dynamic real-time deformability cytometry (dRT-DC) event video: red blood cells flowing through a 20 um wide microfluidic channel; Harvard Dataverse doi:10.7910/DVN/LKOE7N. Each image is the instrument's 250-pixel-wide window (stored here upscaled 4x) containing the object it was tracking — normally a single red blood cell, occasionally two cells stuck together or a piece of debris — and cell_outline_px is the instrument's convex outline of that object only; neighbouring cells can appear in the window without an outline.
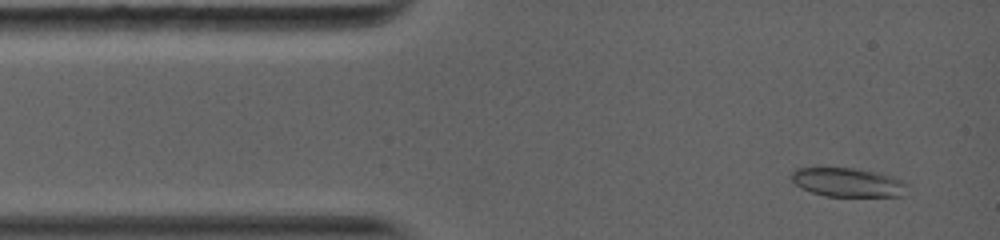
{"species": "common noctule bat (a hibernating species)", "species_latin": "Nyctalus noctula", "temperature_condition": "warm", "stored_images_in_passage": 30, "camera_frame_rate_fps": 5000, "um_per_image_px": 0.085, "animal": {"sex": "female", "body_mass_g": 19.0, "forearm_length_mm": 56.7}, "frame": {"image": 1, "passage_image": 3, "time_ms": 0.6, "image_size_px": [1000, 240], "cell_outline_px": [[904, 184], [900, 196], [824, 196], [800, 188], [792, 180], [792, 172], [796, 168], [852, 168], [876, 172], [892, 176], [900, 180]], "centroid_in_image_um": [71.97, 15.5], "position_along_channel_um": 13.0, "area_um2": 19.02}}
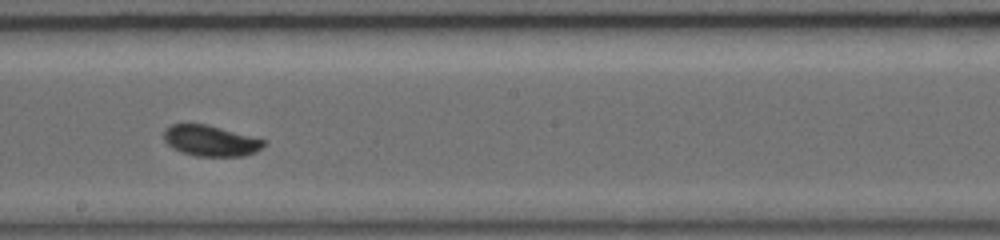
{"frame": {"image": 2, "passage_image": 16, "time_ms": 7.2, "image_size_px": [1000, 240], "cell_outline_px": [[268, 144], [256, 152], [244, 156], [196, 156], [180, 152], [172, 148], [164, 140], [164, 128], [172, 124], [208, 124], [264, 140]], "centroid_in_image_um": [17.89, 11.97], "position_along_channel_um": 230.3, "area_um2": 18.03}}
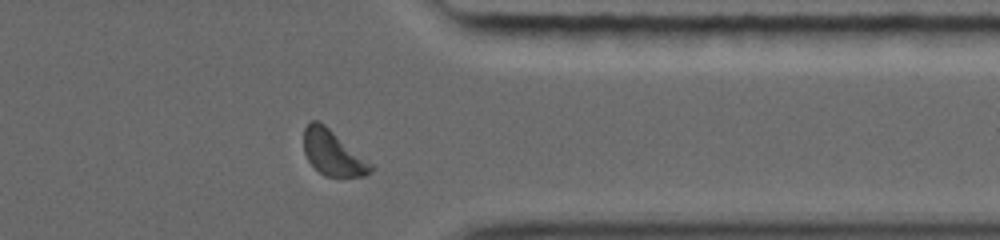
{"frame": {"image": 3, "passage_image": 27, "time_ms": 11.0, "image_size_px": [1000, 240], "cell_outline_px": [[372, 172], [364, 176], [324, 176], [308, 160], [304, 152], [304, 128], [312, 120], [320, 120], [372, 164]], "centroid_in_image_um": [28.28, 12.98], "position_along_channel_um": 383.1, "area_um2": 17.4}, "authors_computed_cell_mechanics": {"area_um2": 17.9758, "velocity_mm_per_s": 4.1229, "shape_relaxation_time_tau1_ms": 1.6602, "shape_relaxation_time_tau2_ms": null, "deformation_change_tau1": 0.0901, "deformation_change_tau2": null}}